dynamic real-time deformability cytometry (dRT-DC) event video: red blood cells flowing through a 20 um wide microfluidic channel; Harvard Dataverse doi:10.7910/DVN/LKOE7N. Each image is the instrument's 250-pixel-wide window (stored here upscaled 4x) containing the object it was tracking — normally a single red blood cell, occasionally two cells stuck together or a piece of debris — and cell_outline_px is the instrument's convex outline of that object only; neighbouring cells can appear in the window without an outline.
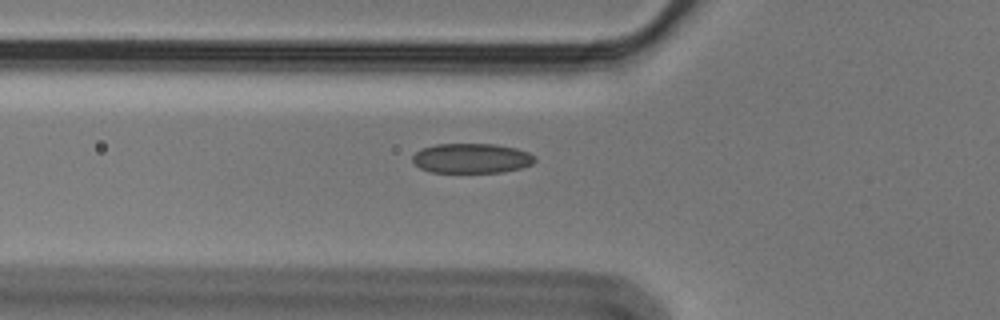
{"species": "Egyptian fruit bat (a non-hibernating species)", "species_latin": "Rousettus aegyptiacus", "temperature_condition": "cold", "stored_images_in_passage": 38, "camera_frame_rate_fps": 3000, "um_per_image_px": 0.085, "animal": {"sex": "male"}, "frame": {"image": 1, "passage_image": 2, "time_ms": 0.333, "image_size_px": [1000, 320], "cell_outline_px": [[536, 160], [532, 164], [520, 168], [504, 172], [432, 172], [420, 168], [412, 160], [412, 156], [420, 148], [436, 144], [496, 144], [516, 148], [528, 152], [536, 156]], "centroid_in_image_um": [40.09, 13.45], "position_along_channel_um": 85.7, "area_um2": 21.33}}
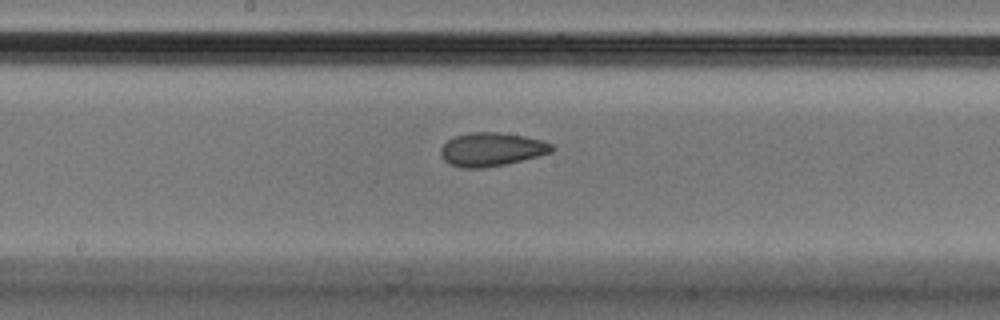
{"frame": {"image": 2, "passage_image": 12, "time_ms": 3.667, "image_size_px": [1000, 320], "cell_outline_px": [[556, 148], [552, 152], [504, 164], [484, 168], [464, 168], [452, 164], [444, 160], [440, 152], [440, 148], [448, 140], [456, 136], [472, 132], [496, 132], [524, 136], [540, 140], [552, 144]], "centroid_in_image_um": [41.78, 12.69], "position_along_channel_um": 206.4, "area_um2": 21.39}}
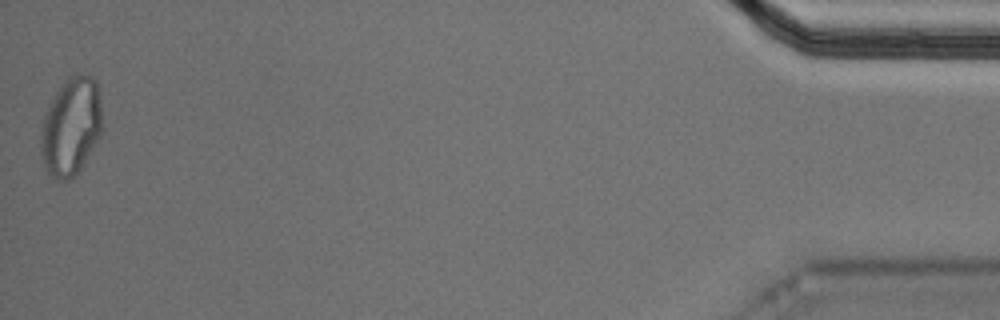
{"frame": {"image": 3, "passage_image": 38, "time_ms": 12.333, "image_size_px": [1000, 320], "cell_outline_px": [[100, 136], [80, 172], [68, 180], [60, 180], [52, 176], [44, 168], [40, 152], [40, 136], [44, 116], [56, 92], [64, 80], [68, 76], [76, 72], [92, 76], [96, 80], [100, 100]], "centroid_in_image_um": [6.02, 10.77], "position_along_channel_um": 429.2, "area_um2": 35.2}}